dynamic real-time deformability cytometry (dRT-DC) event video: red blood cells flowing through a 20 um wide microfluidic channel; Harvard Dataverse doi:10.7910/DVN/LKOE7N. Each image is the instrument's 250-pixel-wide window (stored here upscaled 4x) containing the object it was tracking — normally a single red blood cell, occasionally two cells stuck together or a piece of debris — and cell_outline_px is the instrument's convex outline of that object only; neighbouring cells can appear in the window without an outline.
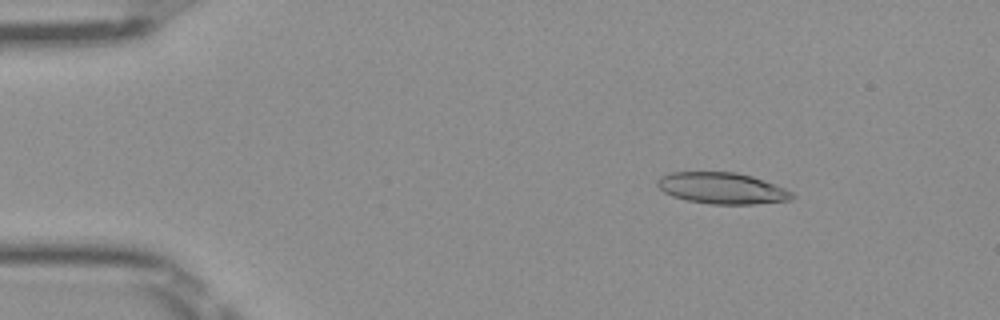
{"species": "Egyptian fruit bat (a non-hibernating species)", "species_latin": "Rousettus aegyptiacus", "temperature_condition": "room temperature", "stored_images_in_passage": 49, "camera_frame_rate_fps": 3000, "um_per_image_px": 0.085, "frame": {"image": 1, "passage_image": 7, "time_ms": 2.0, "image_size_px": [1000, 320], "cell_outline_px": [[796, 196], [792, 200], [756, 204], [712, 204], [688, 200], [672, 196], [664, 192], [656, 184], [656, 180], [660, 176], [668, 172], [736, 172], [752, 176], [784, 188], [792, 192]], "centroid_in_image_um": [61.36, 15.99], "position_along_channel_um": 23.6, "area_um2": 24.62}}
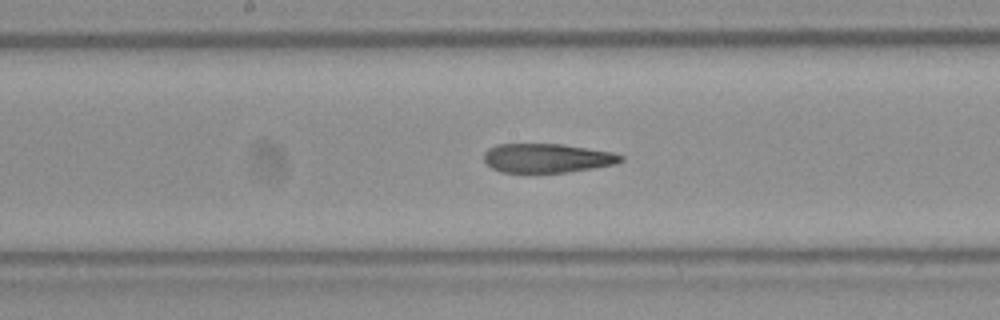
{"frame": {"image": 2, "passage_image": 26, "time_ms": 8.333, "image_size_px": [1000, 320], "cell_outline_px": [[624, 160], [616, 164], [568, 172], [500, 172], [484, 164], [484, 152], [488, 148], [496, 144], [560, 144], [612, 152], [624, 156]], "centroid_in_image_um": [46.47, 13.44], "position_along_channel_um": 201.7, "area_um2": 23.24}}
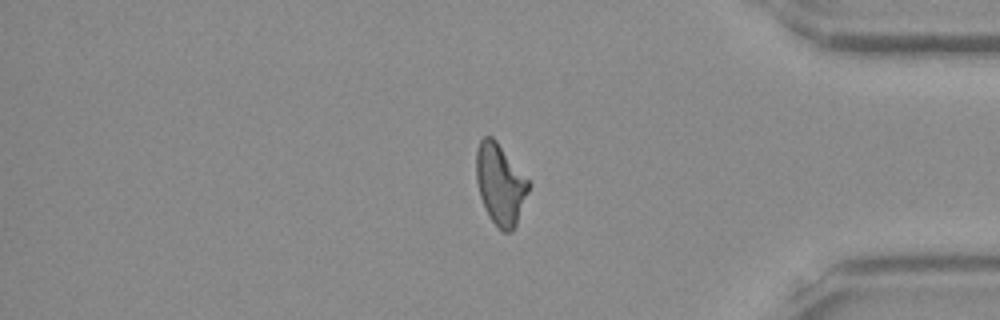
{"frame": {"image": 3, "passage_image": 42, "time_ms": 13.667, "image_size_px": [1000, 320], "cell_outline_px": [[532, 184], [516, 228], [512, 232], [500, 232], [488, 216], [484, 208], [480, 196], [476, 180], [476, 148], [480, 140], [484, 136], [492, 136], [496, 140]], "centroid_in_image_um": [42.54, 15.71], "position_along_channel_um": 392.7, "area_um2": 25.26}, "authors_computed_cell_mechanics": {"area_um2": 24.4494, "velocity_mm_per_s": 4.033, "shape_relaxation_time_tau1_ms": null, "shape_relaxation_time_tau2_ms": 4.3883, "deformation_change_tau1": null, "deformation_change_tau2": 0.1616}}